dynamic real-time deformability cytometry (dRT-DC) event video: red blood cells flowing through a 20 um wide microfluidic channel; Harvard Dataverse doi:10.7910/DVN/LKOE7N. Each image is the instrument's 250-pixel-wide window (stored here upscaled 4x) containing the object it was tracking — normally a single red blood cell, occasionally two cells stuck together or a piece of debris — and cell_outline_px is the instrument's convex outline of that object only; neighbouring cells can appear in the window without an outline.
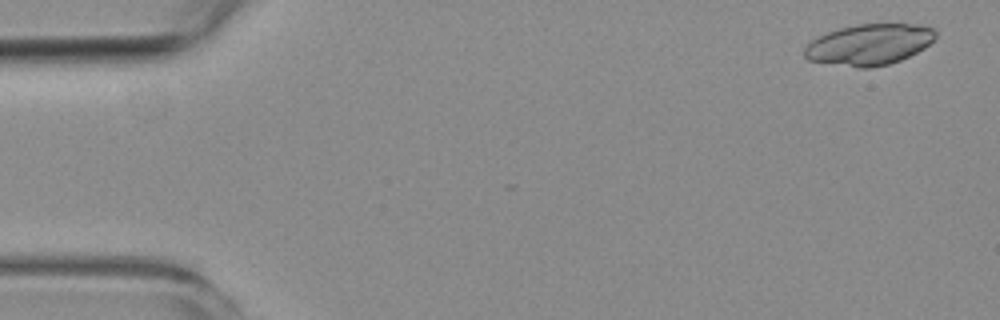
{"species": "common noctule bat (a hibernating species)", "species_latin": "Nyctalus noctula", "temperature_condition": "room temperature", "stored_images_in_passage": 6, "camera_frame_rate_fps": 3000, "um_per_image_px": 0.085, "animal": {"sex": "female", "body_mass_g": 19.3, "forearm_length_mm": 54.1}, "frame": {"image": 1, "passage_image": 1, "time_ms": 0.0, "image_size_px": [1000, 320], "cell_outline_px": [[936, 36], [924, 48], [900, 60], [888, 64], [868, 68], [860, 68], [808, 60], [804, 56], [804, 48], [812, 40], [828, 32], [840, 28], [856, 24], [920, 24], [936, 28]], "centroid_in_image_um": [73.9, 3.77], "position_along_channel_um": 11.1, "area_um2": 31.15}}